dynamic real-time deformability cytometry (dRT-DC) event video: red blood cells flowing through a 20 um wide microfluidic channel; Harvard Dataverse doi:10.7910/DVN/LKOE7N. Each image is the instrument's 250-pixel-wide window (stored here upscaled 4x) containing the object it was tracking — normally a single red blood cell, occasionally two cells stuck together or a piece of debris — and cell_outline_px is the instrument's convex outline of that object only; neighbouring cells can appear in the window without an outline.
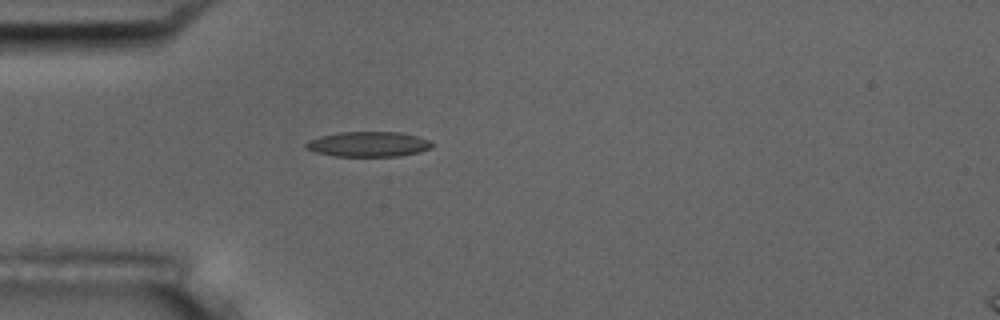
{"species": "common noctule bat (a hibernating species)", "species_latin": "Nyctalus noctula", "temperature_condition": "room temperature", "stored_images_in_passage": 4, "camera_frame_rate_fps": 3000, "um_per_image_px": 0.085, "animal": {"sex": "male", "body_mass_g": 17.5, "forearm_length_mm": 52.3}, "frame": {"image": 1, "passage_image": 4, "time_ms": 4.333, "image_size_px": [1000, 320], "cell_outline_px": [[432, 148], [420, 152], [400, 156], [336, 156], [316, 152], [304, 148], [304, 144], [308, 140], [320, 136], [340, 132], [400, 132], [416, 136], [428, 140], [432, 144]], "centroid_in_image_um": [31.29, 12.26], "position_along_channel_um": 53.7, "area_um2": 18.44}}